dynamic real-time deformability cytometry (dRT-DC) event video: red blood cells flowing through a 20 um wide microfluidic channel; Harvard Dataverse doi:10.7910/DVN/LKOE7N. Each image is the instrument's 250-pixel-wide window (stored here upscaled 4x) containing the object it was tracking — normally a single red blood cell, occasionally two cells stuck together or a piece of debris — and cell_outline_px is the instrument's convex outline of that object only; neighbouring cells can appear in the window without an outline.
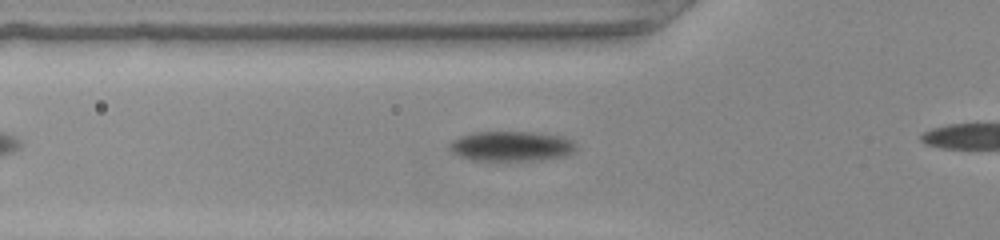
{"species": "common noctule bat (a hibernating species)", "species_latin": "Nyctalus noctula", "temperature_condition": "warm", "stored_images_in_passage": 12, "camera_frame_rate_fps": 3000, "um_per_image_px": 0.085, "animal": {"sex": "female", "body_mass_g": 22.0, "forearm_length_mm": 56.7}, "frame": {"image": 1, "passage_image": 3, "time_ms": 0.667, "image_size_px": [1000, 240], "cell_outline_px": [[576, 148], [572, 152], [564, 156], [544, 160], [472, 160], [460, 156], [452, 148], [452, 144], [460, 136], [472, 132], [536, 132], [564, 136], [572, 140], [576, 144]], "centroid_in_image_um": [43.57, 12.42], "position_along_channel_um": 82.2, "area_um2": 21.85}}
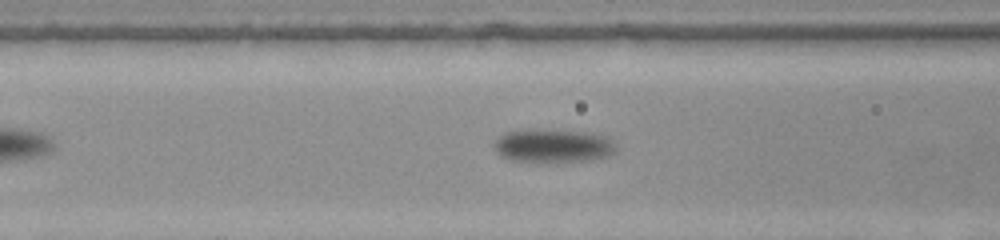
{"frame": {"image": 2, "passage_image": 6, "time_ms": 1.667, "image_size_px": [1000, 240], "cell_outline_px": [[616, 152], [608, 156], [592, 160], [512, 160], [496, 152], [496, 136], [504, 132], [592, 132], [608, 136], [616, 144]], "centroid_in_image_um": [47.13, 12.4], "position_along_channel_um": 119.5, "area_um2": 22.43}}
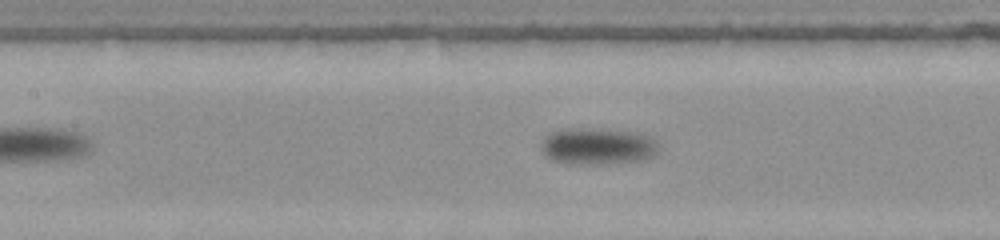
{"frame": {"image": 3, "passage_image": 9, "time_ms": 2.667, "image_size_px": [1000, 240], "cell_outline_px": [[660, 148], [652, 156], [644, 160], [608, 164], [568, 164], [552, 160], [544, 156], [540, 148], [540, 144], [544, 136], [548, 132], [568, 128], [632, 132], [648, 136]], "centroid_in_image_um": [50.71, 12.46], "position_along_channel_um": 156.7, "area_um2": 25.09}}